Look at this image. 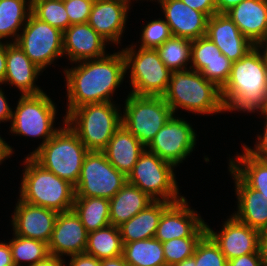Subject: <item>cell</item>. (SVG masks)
Returning <instances> with one entry per match:
<instances>
[{"label":"cell","instance_id":"53","mask_svg":"<svg viewBox=\"0 0 267 266\" xmlns=\"http://www.w3.org/2000/svg\"><path fill=\"white\" fill-rule=\"evenodd\" d=\"M175 266H196L195 258L193 256L186 258L185 260L176 264Z\"/></svg>","mask_w":267,"mask_h":266},{"label":"cell","instance_id":"36","mask_svg":"<svg viewBox=\"0 0 267 266\" xmlns=\"http://www.w3.org/2000/svg\"><path fill=\"white\" fill-rule=\"evenodd\" d=\"M31 13L62 32L71 25L62 0H32Z\"/></svg>","mask_w":267,"mask_h":266},{"label":"cell","instance_id":"25","mask_svg":"<svg viewBox=\"0 0 267 266\" xmlns=\"http://www.w3.org/2000/svg\"><path fill=\"white\" fill-rule=\"evenodd\" d=\"M226 14L255 46L267 40V0H244Z\"/></svg>","mask_w":267,"mask_h":266},{"label":"cell","instance_id":"19","mask_svg":"<svg viewBox=\"0 0 267 266\" xmlns=\"http://www.w3.org/2000/svg\"><path fill=\"white\" fill-rule=\"evenodd\" d=\"M130 3L123 0H95L88 24L110 44L121 43Z\"/></svg>","mask_w":267,"mask_h":266},{"label":"cell","instance_id":"1","mask_svg":"<svg viewBox=\"0 0 267 266\" xmlns=\"http://www.w3.org/2000/svg\"><path fill=\"white\" fill-rule=\"evenodd\" d=\"M64 69L67 91V112L89 103L114 102L112 97L126 75L122 51L77 62ZM80 63V64H79Z\"/></svg>","mask_w":267,"mask_h":266},{"label":"cell","instance_id":"45","mask_svg":"<svg viewBox=\"0 0 267 266\" xmlns=\"http://www.w3.org/2000/svg\"><path fill=\"white\" fill-rule=\"evenodd\" d=\"M2 90L0 87V123L4 121L11 122L12 108L8 104L7 98L4 95L5 93Z\"/></svg>","mask_w":267,"mask_h":266},{"label":"cell","instance_id":"16","mask_svg":"<svg viewBox=\"0 0 267 266\" xmlns=\"http://www.w3.org/2000/svg\"><path fill=\"white\" fill-rule=\"evenodd\" d=\"M13 213V234L49 243L59 212L26 203L19 198Z\"/></svg>","mask_w":267,"mask_h":266},{"label":"cell","instance_id":"8","mask_svg":"<svg viewBox=\"0 0 267 266\" xmlns=\"http://www.w3.org/2000/svg\"><path fill=\"white\" fill-rule=\"evenodd\" d=\"M123 113L122 125L145 147L173 114L162 96L132 93L125 99Z\"/></svg>","mask_w":267,"mask_h":266},{"label":"cell","instance_id":"40","mask_svg":"<svg viewBox=\"0 0 267 266\" xmlns=\"http://www.w3.org/2000/svg\"><path fill=\"white\" fill-rule=\"evenodd\" d=\"M94 1L95 0H69L64 2L70 24L87 23Z\"/></svg>","mask_w":267,"mask_h":266},{"label":"cell","instance_id":"9","mask_svg":"<svg viewBox=\"0 0 267 266\" xmlns=\"http://www.w3.org/2000/svg\"><path fill=\"white\" fill-rule=\"evenodd\" d=\"M45 92L21 95L15 111H12L11 129L14 135L42 138L37 149L51 139L60 129L54 127L57 114L55 103Z\"/></svg>","mask_w":267,"mask_h":266},{"label":"cell","instance_id":"21","mask_svg":"<svg viewBox=\"0 0 267 266\" xmlns=\"http://www.w3.org/2000/svg\"><path fill=\"white\" fill-rule=\"evenodd\" d=\"M153 1V0H152ZM156 2V0H155ZM172 36L195 40L206 35L208 16L181 0H157Z\"/></svg>","mask_w":267,"mask_h":266},{"label":"cell","instance_id":"27","mask_svg":"<svg viewBox=\"0 0 267 266\" xmlns=\"http://www.w3.org/2000/svg\"><path fill=\"white\" fill-rule=\"evenodd\" d=\"M171 204L168 201H153L130 220L118 226L123 244L153 238L162 213Z\"/></svg>","mask_w":267,"mask_h":266},{"label":"cell","instance_id":"43","mask_svg":"<svg viewBox=\"0 0 267 266\" xmlns=\"http://www.w3.org/2000/svg\"><path fill=\"white\" fill-rule=\"evenodd\" d=\"M228 266H264V261L260 253H252L228 260Z\"/></svg>","mask_w":267,"mask_h":266},{"label":"cell","instance_id":"5","mask_svg":"<svg viewBox=\"0 0 267 266\" xmlns=\"http://www.w3.org/2000/svg\"><path fill=\"white\" fill-rule=\"evenodd\" d=\"M119 111L114 102L89 103L72 109L64 118L88 151L102 152L122 124Z\"/></svg>","mask_w":267,"mask_h":266},{"label":"cell","instance_id":"3","mask_svg":"<svg viewBox=\"0 0 267 266\" xmlns=\"http://www.w3.org/2000/svg\"><path fill=\"white\" fill-rule=\"evenodd\" d=\"M162 97L173 114L178 108L194 114L212 115L226 112L221 89L191 68L173 71L168 88Z\"/></svg>","mask_w":267,"mask_h":266},{"label":"cell","instance_id":"32","mask_svg":"<svg viewBox=\"0 0 267 266\" xmlns=\"http://www.w3.org/2000/svg\"><path fill=\"white\" fill-rule=\"evenodd\" d=\"M85 253L99 260L123 254V242L119 228L114 225L88 233Z\"/></svg>","mask_w":267,"mask_h":266},{"label":"cell","instance_id":"14","mask_svg":"<svg viewBox=\"0 0 267 266\" xmlns=\"http://www.w3.org/2000/svg\"><path fill=\"white\" fill-rule=\"evenodd\" d=\"M191 209L186 198L172 203L160 218L154 238L160 242L185 237H204L206 222Z\"/></svg>","mask_w":267,"mask_h":266},{"label":"cell","instance_id":"12","mask_svg":"<svg viewBox=\"0 0 267 266\" xmlns=\"http://www.w3.org/2000/svg\"><path fill=\"white\" fill-rule=\"evenodd\" d=\"M15 43L43 71L64 55L63 32L40 21L32 13Z\"/></svg>","mask_w":267,"mask_h":266},{"label":"cell","instance_id":"17","mask_svg":"<svg viewBox=\"0 0 267 266\" xmlns=\"http://www.w3.org/2000/svg\"><path fill=\"white\" fill-rule=\"evenodd\" d=\"M232 63L206 35L192 40L190 68L219 89L228 81Z\"/></svg>","mask_w":267,"mask_h":266},{"label":"cell","instance_id":"44","mask_svg":"<svg viewBox=\"0 0 267 266\" xmlns=\"http://www.w3.org/2000/svg\"><path fill=\"white\" fill-rule=\"evenodd\" d=\"M69 266H100L101 260L86 253L70 256Z\"/></svg>","mask_w":267,"mask_h":266},{"label":"cell","instance_id":"20","mask_svg":"<svg viewBox=\"0 0 267 266\" xmlns=\"http://www.w3.org/2000/svg\"><path fill=\"white\" fill-rule=\"evenodd\" d=\"M206 36L231 62L240 60L255 47L227 14L216 13L208 18Z\"/></svg>","mask_w":267,"mask_h":266},{"label":"cell","instance_id":"54","mask_svg":"<svg viewBox=\"0 0 267 266\" xmlns=\"http://www.w3.org/2000/svg\"><path fill=\"white\" fill-rule=\"evenodd\" d=\"M259 47V49H261V52L265 58L266 61V65H267V40L264 42H261L257 45ZM263 49V50H262Z\"/></svg>","mask_w":267,"mask_h":266},{"label":"cell","instance_id":"33","mask_svg":"<svg viewBox=\"0 0 267 266\" xmlns=\"http://www.w3.org/2000/svg\"><path fill=\"white\" fill-rule=\"evenodd\" d=\"M122 255L129 266H166L162 242L154 237L123 244Z\"/></svg>","mask_w":267,"mask_h":266},{"label":"cell","instance_id":"29","mask_svg":"<svg viewBox=\"0 0 267 266\" xmlns=\"http://www.w3.org/2000/svg\"><path fill=\"white\" fill-rule=\"evenodd\" d=\"M242 154L230 158L229 167L250 187L267 198V161L250 155L244 148Z\"/></svg>","mask_w":267,"mask_h":266},{"label":"cell","instance_id":"6","mask_svg":"<svg viewBox=\"0 0 267 266\" xmlns=\"http://www.w3.org/2000/svg\"><path fill=\"white\" fill-rule=\"evenodd\" d=\"M63 126L44 145L35 149L31 156L44 169L76 186L83 160L89 152L77 134L63 119Z\"/></svg>","mask_w":267,"mask_h":266},{"label":"cell","instance_id":"49","mask_svg":"<svg viewBox=\"0 0 267 266\" xmlns=\"http://www.w3.org/2000/svg\"><path fill=\"white\" fill-rule=\"evenodd\" d=\"M65 263L66 262L63 260V258L50 255L46 259L39 261L31 266H65Z\"/></svg>","mask_w":267,"mask_h":266},{"label":"cell","instance_id":"47","mask_svg":"<svg viewBox=\"0 0 267 266\" xmlns=\"http://www.w3.org/2000/svg\"><path fill=\"white\" fill-rule=\"evenodd\" d=\"M242 1L244 0H216L217 13L226 14L229 10Z\"/></svg>","mask_w":267,"mask_h":266},{"label":"cell","instance_id":"46","mask_svg":"<svg viewBox=\"0 0 267 266\" xmlns=\"http://www.w3.org/2000/svg\"><path fill=\"white\" fill-rule=\"evenodd\" d=\"M0 266H15L9 242H0Z\"/></svg>","mask_w":267,"mask_h":266},{"label":"cell","instance_id":"34","mask_svg":"<svg viewBox=\"0 0 267 266\" xmlns=\"http://www.w3.org/2000/svg\"><path fill=\"white\" fill-rule=\"evenodd\" d=\"M192 40L174 37L165 41L156 50L162 62L171 71H181L190 69Z\"/></svg>","mask_w":267,"mask_h":266},{"label":"cell","instance_id":"28","mask_svg":"<svg viewBox=\"0 0 267 266\" xmlns=\"http://www.w3.org/2000/svg\"><path fill=\"white\" fill-rule=\"evenodd\" d=\"M154 200L137 186L126 183L110 200V225L120 226L145 209Z\"/></svg>","mask_w":267,"mask_h":266},{"label":"cell","instance_id":"18","mask_svg":"<svg viewBox=\"0 0 267 266\" xmlns=\"http://www.w3.org/2000/svg\"><path fill=\"white\" fill-rule=\"evenodd\" d=\"M87 238L88 232L73 209L59 212L48 243L50 255L62 258L85 253Z\"/></svg>","mask_w":267,"mask_h":266},{"label":"cell","instance_id":"31","mask_svg":"<svg viewBox=\"0 0 267 266\" xmlns=\"http://www.w3.org/2000/svg\"><path fill=\"white\" fill-rule=\"evenodd\" d=\"M73 210L80 217L88 233L110 225L109 199L75 197Z\"/></svg>","mask_w":267,"mask_h":266},{"label":"cell","instance_id":"7","mask_svg":"<svg viewBox=\"0 0 267 266\" xmlns=\"http://www.w3.org/2000/svg\"><path fill=\"white\" fill-rule=\"evenodd\" d=\"M174 168L173 164L145 149L128 174L127 182L137 186L154 201L179 202L184 197L179 193Z\"/></svg>","mask_w":267,"mask_h":266},{"label":"cell","instance_id":"48","mask_svg":"<svg viewBox=\"0 0 267 266\" xmlns=\"http://www.w3.org/2000/svg\"><path fill=\"white\" fill-rule=\"evenodd\" d=\"M6 72V43L0 41V85H3Z\"/></svg>","mask_w":267,"mask_h":266},{"label":"cell","instance_id":"26","mask_svg":"<svg viewBox=\"0 0 267 266\" xmlns=\"http://www.w3.org/2000/svg\"><path fill=\"white\" fill-rule=\"evenodd\" d=\"M145 149L146 147L121 124L102 152L118 171L128 176Z\"/></svg>","mask_w":267,"mask_h":266},{"label":"cell","instance_id":"42","mask_svg":"<svg viewBox=\"0 0 267 266\" xmlns=\"http://www.w3.org/2000/svg\"><path fill=\"white\" fill-rule=\"evenodd\" d=\"M194 10L205 13L208 17L217 13L216 0H181Z\"/></svg>","mask_w":267,"mask_h":266},{"label":"cell","instance_id":"55","mask_svg":"<svg viewBox=\"0 0 267 266\" xmlns=\"http://www.w3.org/2000/svg\"><path fill=\"white\" fill-rule=\"evenodd\" d=\"M264 261V266H267V260H263Z\"/></svg>","mask_w":267,"mask_h":266},{"label":"cell","instance_id":"4","mask_svg":"<svg viewBox=\"0 0 267 266\" xmlns=\"http://www.w3.org/2000/svg\"><path fill=\"white\" fill-rule=\"evenodd\" d=\"M19 198L29 204L57 212L73 209L75 186L44 169L31 156L24 159Z\"/></svg>","mask_w":267,"mask_h":266},{"label":"cell","instance_id":"52","mask_svg":"<svg viewBox=\"0 0 267 266\" xmlns=\"http://www.w3.org/2000/svg\"><path fill=\"white\" fill-rule=\"evenodd\" d=\"M100 266H129L125 261L123 255L114 258L103 259Z\"/></svg>","mask_w":267,"mask_h":266},{"label":"cell","instance_id":"39","mask_svg":"<svg viewBox=\"0 0 267 266\" xmlns=\"http://www.w3.org/2000/svg\"><path fill=\"white\" fill-rule=\"evenodd\" d=\"M141 31L139 46L143 49H157L172 37L170 27L163 18L148 22Z\"/></svg>","mask_w":267,"mask_h":266},{"label":"cell","instance_id":"50","mask_svg":"<svg viewBox=\"0 0 267 266\" xmlns=\"http://www.w3.org/2000/svg\"><path fill=\"white\" fill-rule=\"evenodd\" d=\"M13 147L6 143L5 139L0 136V164L13 154Z\"/></svg>","mask_w":267,"mask_h":266},{"label":"cell","instance_id":"24","mask_svg":"<svg viewBox=\"0 0 267 266\" xmlns=\"http://www.w3.org/2000/svg\"><path fill=\"white\" fill-rule=\"evenodd\" d=\"M228 168L234 177L238 200L237 211L233 216L259 232L267 229V198L258 190L250 188L230 167Z\"/></svg>","mask_w":267,"mask_h":266},{"label":"cell","instance_id":"30","mask_svg":"<svg viewBox=\"0 0 267 266\" xmlns=\"http://www.w3.org/2000/svg\"><path fill=\"white\" fill-rule=\"evenodd\" d=\"M31 9L32 0H0V41L10 37L16 42Z\"/></svg>","mask_w":267,"mask_h":266},{"label":"cell","instance_id":"13","mask_svg":"<svg viewBox=\"0 0 267 266\" xmlns=\"http://www.w3.org/2000/svg\"><path fill=\"white\" fill-rule=\"evenodd\" d=\"M196 136L189 122L172 114L146 149L174 166H179L195 148Z\"/></svg>","mask_w":267,"mask_h":266},{"label":"cell","instance_id":"51","mask_svg":"<svg viewBox=\"0 0 267 266\" xmlns=\"http://www.w3.org/2000/svg\"><path fill=\"white\" fill-rule=\"evenodd\" d=\"M259 252L263 260H267V229L260 231Z\"/></svg>","mask_w":267,"mask_h":266},{"label":"cell","instance_id":"10","mask_svg":"<svg viewBox=\"0 0 267 266\" xmlns=\"http://www.w3.org/2000/svg\"><path fill=\"white\" fill-rule=\"evenodd\" d=\"M136 45L122 50L126 70H130V93L135 95L162 96L172 72L162 62L156 49H135Z\"/></svg>","mask_w":267,"mask_h":266},{"label":"cell","instance_id":"23","mask_svg":"<svg viewBox=\"0 0 267 266\" xmlns=\"http://www.w3.org/2000/svg\"><path fill=\"white\" fill-rule=\"evenodd\" d=\"M43 72L34 64L15 42L6 41V72L3 84L15 86L21 95H35L44 92L36 85Z\"/></svg>","mask_w":267,"mask_h":266},{"label":"cell","instance_id":"2","mask_svg":"<svg viewBox=\"0 0 267 266\" xmlns=\"http://www.w3.org/2000/svg\"><path fill=\"white\" fill-rule=\"evenodd\" d=\"M221 97L226 112H267V65L258 46L232 63Z\"/></svg>","mask_w":267,"mask_h":266},{"label":"cell","instance_id":"38","mask_svg":"<svg viewBox=\"0 0 267 266\" xmlns=\"http://www.w3.org/2000/svg\"><path fill=\"white\" fill-rule=\"evenodd\" d=\"M193 257L196 266H228V260L207 234L197 244Z\"/></svg>","mask_w":267,"mask_h":266},{"label":"cell","instance_id":"37","mask_svg":"<svg viewBox=\"0 0 267 266\" xmlns=\"http://www.w3.org/2000/svg\"><path fill=\"white\" fill-rule=\"evenodd\" d=\"M203 237H185L162 242L166 266H175L192 257Z\"/></svg>","mask_w":267,"mask_h":266},{"label":"cell","instance_id":"15","mask_svg":"<svg viewBox=\"0 0 267 266\" xmlns=\"http://www.w3.org/2000/svg\"><path fill=\"white\" fill-rule=\"evenodd\" d=\"M206 234L215 242L227 260L259 252L260 232L231 215L220 232H214L206 223Z\"/></svg>","mask_w":267,"mask_h":266},{"label":"cell","instance_id":"11","mask_svg":"<svg viewBox=\"0 0 267 266\" xmlns=\"http://www.w3.org/2000/svg\"><path fill=\"white\" fill-rule=\"evenodd\" d=\"M127 176L118 171L103 152L89 151L83 160L75 197L111 199L125 184Z\"/></svg>","mask_w":267,"mask_h":266},{"label":"cell","instance_id":"41","mask_svg":"<svg viewBox=\"0 0 267 266\" xmlns=\"http://www.w3.org/2000/svg\"><path fill=\"white\" fill-rule=\"evenodd\" d=\"M266 119L264 122V132L261 135H257V142L255 143L254 149L248 147V145H244L243 148L252 156L267 161V113L261 114ZM263 135V136H262Z\"/></svg>","mask_w":267,"mask_h":266},{"label":"cell","instance_id":"22","mask_svg":"<svg viewBox=\"0 0 267 266\" xmlns=\"http://www.w3.org/2000/svg\"><path fill=\"white\" fill-rule=\"evenodd\" d=\"M107 42L88 23L72 24L63 32L64 57L76 64L103 57Z\"/></svg>","mask_w":267,"mask_h":266},{"label":"cell","instance_id":"35","mask_svg":"<svg viewBox=\"0 0 267 266\" xmlns=\"http://www.w3.org/2000/svg\"><path fill=\"white\" fill-rule=\"evenodd\" d=\"M8 242L15 266H24L23 264L21 265L23 261L24 263L27 262V266H31L50 256L48 243L46 242L24 238L15 234H13V238Z\"/></svg>","mask_w":267,"mask_h":266}]
</instances>
